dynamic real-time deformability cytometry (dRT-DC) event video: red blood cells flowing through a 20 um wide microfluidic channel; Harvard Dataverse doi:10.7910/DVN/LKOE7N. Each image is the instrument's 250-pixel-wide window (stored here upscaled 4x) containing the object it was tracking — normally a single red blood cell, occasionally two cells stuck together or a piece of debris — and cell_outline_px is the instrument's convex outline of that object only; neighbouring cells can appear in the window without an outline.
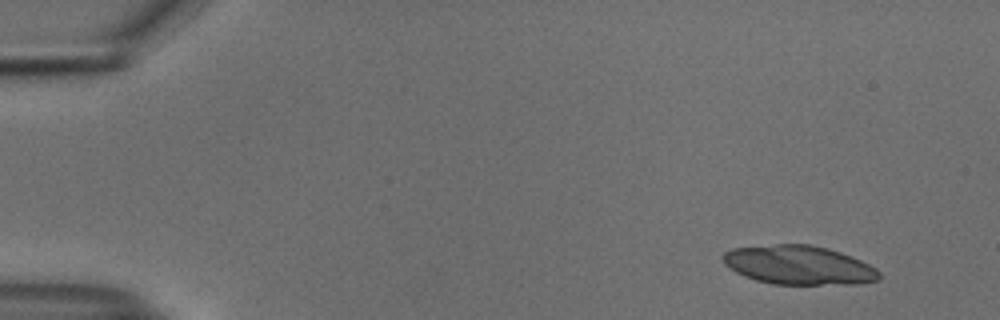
{"species": "common noctule bat (a hibernating species)", "species_latin": "Nyctalus noctula", "temperature_condition": "cold", "stored_images_in_passage": 11, "camera_frame_rate_fps": 3000, "um_per_image_px": 0.085, "animal": {"sex": "male", "body_mass_g": 18.8}, "frame": {"image": 1, "passage_image": 1, "time_ms": 0.0, "image_size_px": [1000, 320], "cell_outline_px": [[880, 280], [856, 284], [772, 284], [756, 280], [744, 276], [736, 272], [724, 264], [720, 256], [724, 252], [732, 248], [776, 244], [812, 244], [828, 248], [852, 256], [876, 268], [880, 272]], "centroid_in_image_um": [67.89, 22.53], "position_along_channel_um": 17.1, "area_um2": 35.72}}